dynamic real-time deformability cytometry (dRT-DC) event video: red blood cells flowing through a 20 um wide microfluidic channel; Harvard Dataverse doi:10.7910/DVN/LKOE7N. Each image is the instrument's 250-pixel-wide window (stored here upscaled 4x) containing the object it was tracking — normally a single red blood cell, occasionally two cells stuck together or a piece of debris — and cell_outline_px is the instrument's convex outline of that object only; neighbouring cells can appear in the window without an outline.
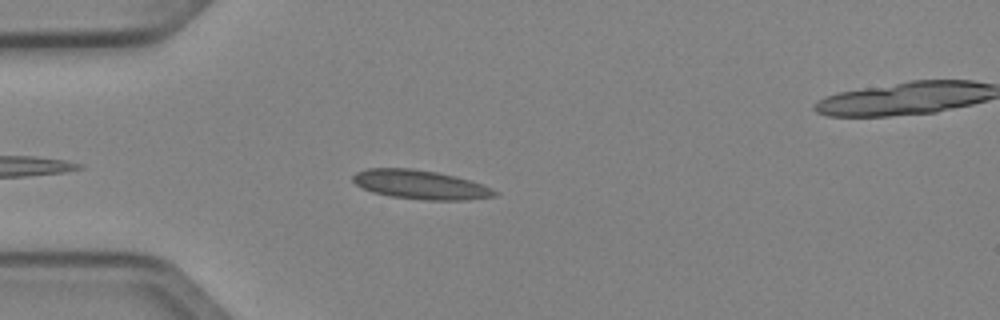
{"species": "Egyptian fruit bat (a non-hibernating species)", "species_latin": "Rousettus aegyptiacus", "temperature_condition": "cold", "stored_images_in_passage": 30, "camera_frame_rate_fps": 3000, "um_per_image_px": 0.085, "animal": {"sex": "female"}, "frame": {"image": 1, "passage_image": 1, "time_ms": 0.0, "image_size_px": [1000, 320], "cell_outline_px": [[500, 192], [496, 196], [464, 200], [424, 200], [392, 196], [372, 192], [356, 184], [352, 180], [352, 176], [356, 172], [368, 168], [412, 168], [436, 172], [468, 180], [480, 184]], "centroid_in_image_um": [35.71, 15.69], "position_along_channel_um": 49.3, "area_um2": 23.7}}
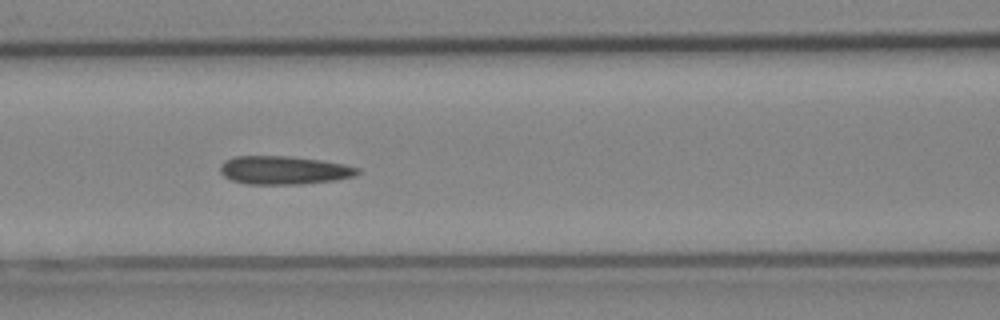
{"frame": {"image": 2, "passage_image": 9, "time_ms": 2.667, "image_size_px": [1000, 320], "cell_outline_px": [[360, 172], [352, 176], [332, 180], [300, 184], [248, 184], [232, 180], [224, 176], [220, 172], [220, 164], [224, 160], [236, 156], [288, 156], [320, 160], [344, 164], [360, 168]], "centroid_in_image_um": [24.09, 14.46], "position_along_channel_um": 142.5, "area_um2": 22.54}}
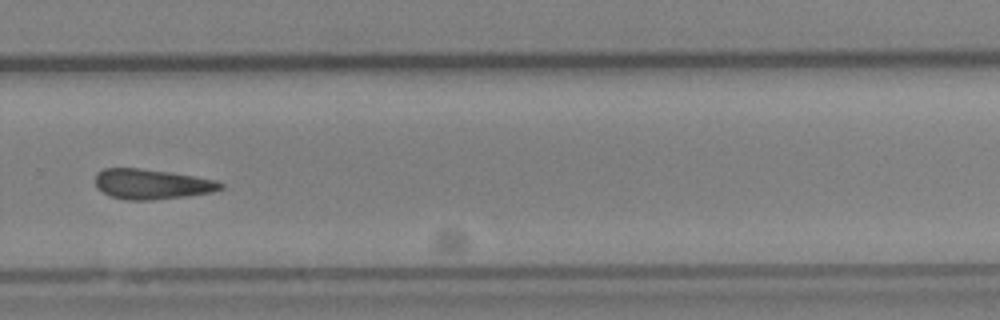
{"frame": {"image": 3, "passage_image": 22, "time_ms": 7.0, "image_size_px": [1000, 320], "cell_outline_px": [[224, 188], [212, 192], [184, 196], [152, 200], [128, 200], [108, 196], [96, 188], [96, 172], [104, 168], [140, 168], [168, 172], [216, 180], [224, 184]], "centroid_in_image_um": [12.86, 15.65], "position_along_channel_um": 316.9, "area_um2": 21.96}}